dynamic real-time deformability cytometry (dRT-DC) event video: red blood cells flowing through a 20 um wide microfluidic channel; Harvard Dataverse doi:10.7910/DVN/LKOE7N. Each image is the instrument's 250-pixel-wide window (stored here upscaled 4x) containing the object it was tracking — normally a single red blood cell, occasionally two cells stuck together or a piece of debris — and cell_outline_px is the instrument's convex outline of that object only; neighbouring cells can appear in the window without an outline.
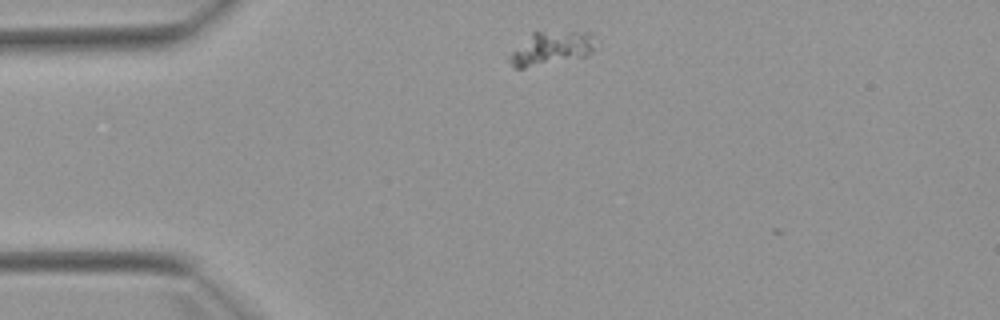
{"species": "Egyptian fruit bat (a non-hibernating species)", "species_latin": "Rousettus aegyptiacus", "temperature_condition": "warm", "stored_images_in_passage": 2, "camera_frame_rate_fps": 3000, "um_per_image_px": 0.085, "animal": {"sex": "female"}, "frame": {"image": 1, "passage_image": 1, "time_ms": 0.0, "image_size_px": [1000, 320], "cell_outline_px": [[596, 36], [592, 52], [584, 56], [524, 68], [512, 68], [508, 60], [508, 56], [532, 32], [580, 32]], "centroid_in_image_um": [46.82, 4.11], "position_along_channel_um": 38.2, "area_um2": 16.36}}